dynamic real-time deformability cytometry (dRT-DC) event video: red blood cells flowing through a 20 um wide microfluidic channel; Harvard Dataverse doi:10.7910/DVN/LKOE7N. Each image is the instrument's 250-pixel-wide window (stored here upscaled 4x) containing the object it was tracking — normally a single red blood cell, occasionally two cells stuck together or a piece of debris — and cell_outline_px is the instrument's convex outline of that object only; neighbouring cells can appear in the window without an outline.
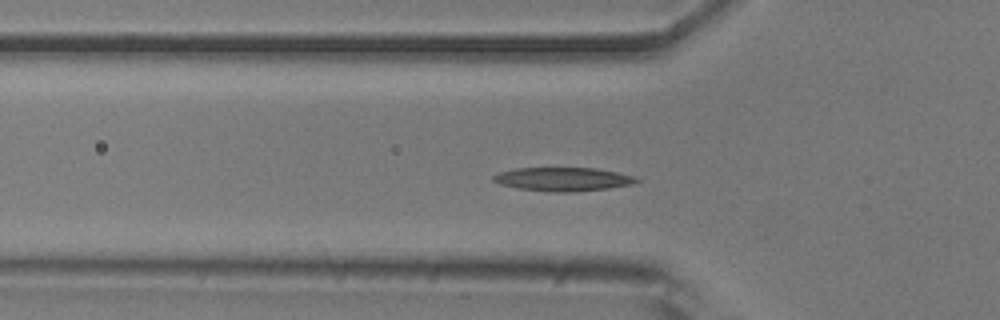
{"species": "common noctule bat (a hibernating species)", "species_latin": "Nyctalus noctula", "temperature_condition": "room temperature", "stored_images_in_passage": 47, "camera_frame_rate_fps": 3000, "um_per_image_px": 0.085, "animal": {"sex": "male", "body_mass_g": 20.5, "forearm_length_mm": 52.5}, "frame": {"image": 1, "passage_image": 15, "time_ms": 4.667, "image_size_px": [1000, 320], "cell_outline_px": [[640, 180], [632, 184], [608, 188], [572, 192], [552, 192], [520, 188], [500, 184], [492, 180], [492, 176], [500, 172], [516, 168], [596, 168], [636, 176]], "centroid_in_image_um": [47.87, 15.23], "position_along_channel_um": 77.9, "area_um2": 19.59}}
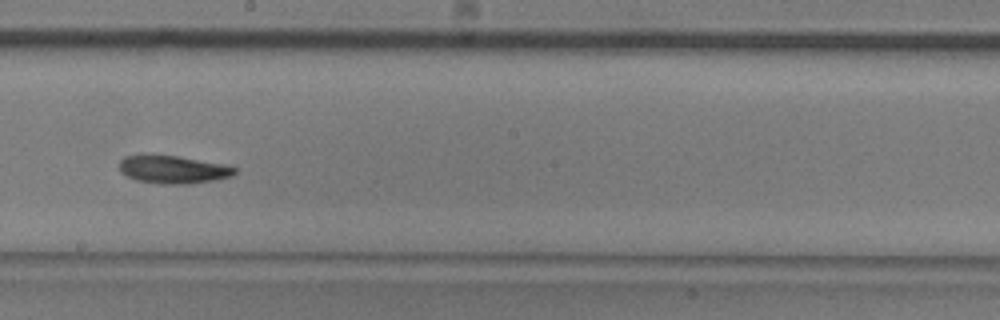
{"frame": {"image": 2, "passage_image": 27, "time_ms": 8.667, "image_size_px": [1000, 320], "cell_outline_px": [[236, 172], [232, 176], [192, 184], [160, 184], [136, 180], [120, 172], [120, 160], [124, 156], [176, 156], [224, 164], [236, 168]], "centroid_in_image_um": [14.73, 14.43], "position_along_channel_um": 233.5, "area_um2": 18.44}}
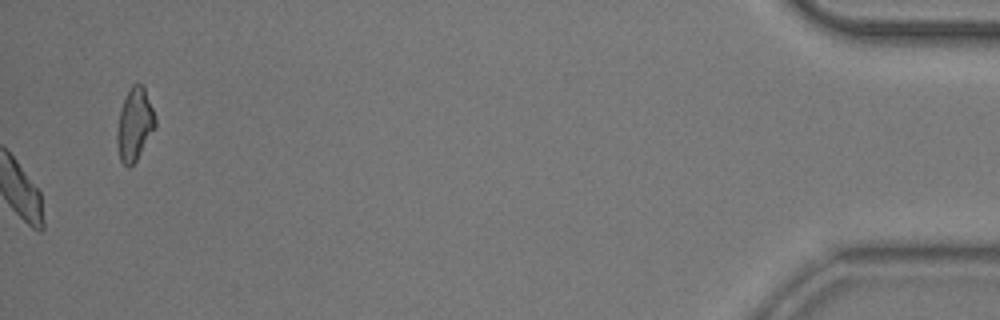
{"frame": {"image": 3, "passage_image": 47, "time_ms": 15.333, "image_size_px": [1000, 320], "cell_outline_px": [[156, 128], [136, 160], [128, 168], [120, 160], [116, 140], [116, 132], [120, 112], [124, 100], [132, 84], [140, 84], [144, 88], [156, 116]], "centroid_in_image_um": [11.45, 10.6], "position_along_channel_um": 423.7, "area_um2": 16.01}, "authors_computed_cell_mechanics": {"area_um2": 18.785, "velocity_mm_per_s": 3.8649, "shape_relaxation_time_tau1_ms": 5.4189, "shape_relaxation_time_tau2_ms": 7.9815, "deformation_change_tau1": 0.1611, "deformation_change_tau2": 0.1522}}